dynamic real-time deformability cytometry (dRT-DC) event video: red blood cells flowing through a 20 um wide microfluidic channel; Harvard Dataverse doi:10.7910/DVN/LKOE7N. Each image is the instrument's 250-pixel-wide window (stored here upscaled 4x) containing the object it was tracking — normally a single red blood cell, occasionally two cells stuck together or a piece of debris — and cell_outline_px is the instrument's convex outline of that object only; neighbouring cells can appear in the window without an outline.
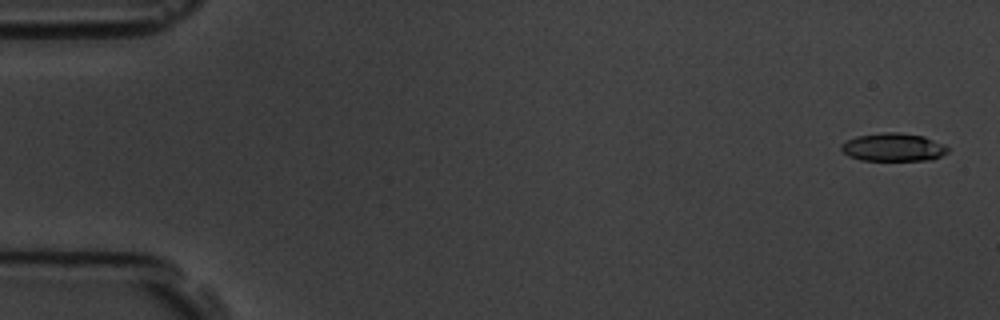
{"species": "common noctule bat (a hibernating species)", "species_latin": "Nyctalus noctula", "temperature_condition": "room temperature", "stored_images_in_passage": 5, "camera_frame_rate_fps": 3000, "um_per_image_px": 0.085, "animal": {"sex": "male", "body_mass_g": 19.5, "forearm_length_mm": 54.6}, "frame": {"image": 1, "passage_image": 1, "time_ms": 0.0, "image_size_px": [1000, 320], "cell_outline_px": [[948, 152], [932, 160], [860, 160], [848, 156], [840, 148], [840, 144], [856, 136], [884, 132], [900, 132], [924, 136], [944, 144], [948, 148]], "centroid_in_image_um": [75.93, 12.51], "position_along_channel_um": 9.1, "area_um2": 17.51}}
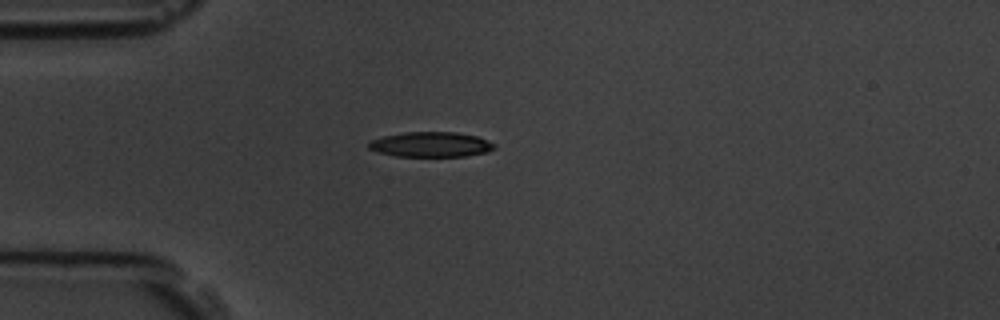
{"frame": {"image": 2, "passage_image": 4, "time_ms": 4.333, "image_size_px": [1000, 320], "cell_outline_px": [[496, 148], [488, 152], [464, 156], [396, 156], [376, 152], [368, 148], [368, 140], [384, 136], [404, 132], [456, 132], [476, 136], [496, 144]], "centroid_in_image_um": [36.6, 12.28], "position_along_channel_um": 48.4, "area_um2": 18.44}}